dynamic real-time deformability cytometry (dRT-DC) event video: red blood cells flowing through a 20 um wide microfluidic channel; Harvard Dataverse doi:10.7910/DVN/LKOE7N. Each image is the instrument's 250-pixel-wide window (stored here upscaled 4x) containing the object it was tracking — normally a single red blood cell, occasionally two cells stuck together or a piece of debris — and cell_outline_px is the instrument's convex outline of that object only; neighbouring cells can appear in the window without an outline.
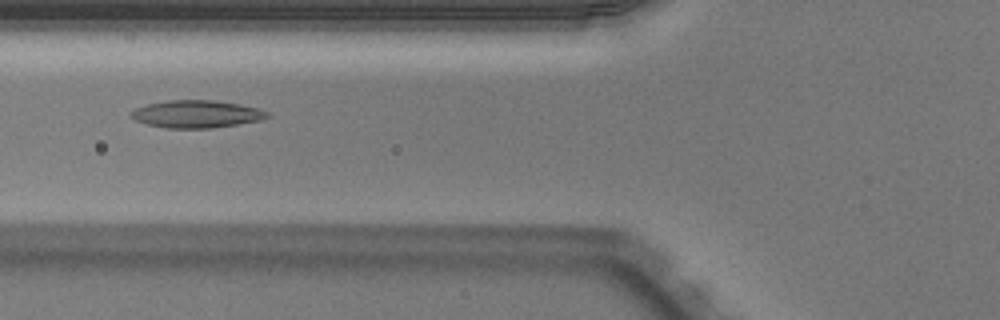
{"species": "Egyptian fruit bat (a non-hibernating species)", "species_latin": "Rousettus aegyptiacus", "temperature_condition": "warm", "stored_images_in_passage": 41, "camera_frame_rate_fps": 3000, "um_per_image_px": 0.085, "animal": {"sex": "male"}, "frame": {"image": 1, "passage_image": 12, "time_ms": 3.667, "image_size_px": [1000, 320], "cell_outline_px": [[272, 116], [264, 120], [212, 128], [168, 128], [148, 124], [136, 120], [128, 116], [128, 112], [136, 108], [148, 104], [168, 100], [212, 100], [240, 104], [260, 108], [268, 112]], "centroid_in_image_um": [16.75, 9.69], "position_along_channel_um": 109.1, "area_um2": 22.02}}
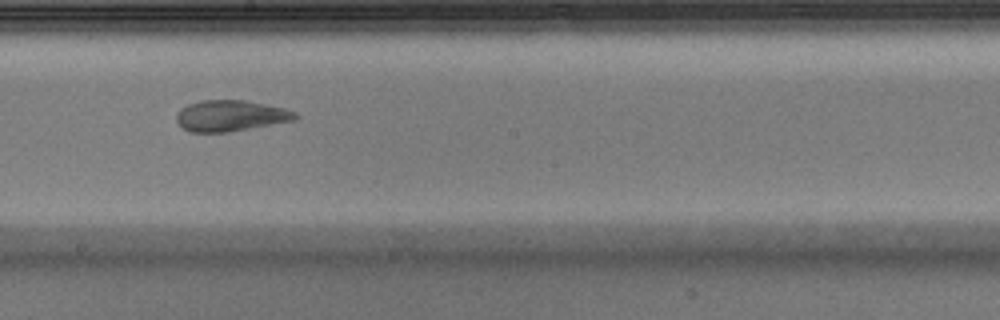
{"frame": {"image": 2, "passage_image": 21, "time_ms": 6.667, "image_size_px": [1000, 320], "cell_outline_px": [[300, 116], [296, 120], [228, 132], [192, 132], [184, 128], [176, 120], [176, 112], [180, 108], [188, 104], [200, 100], [248, 100], [268, 104], [284, 108], [296, 112]], "centroid_in_image_um": [19.62, 9.82], "position_along_channel_um": 228.6, "area_um2": 21.68}}
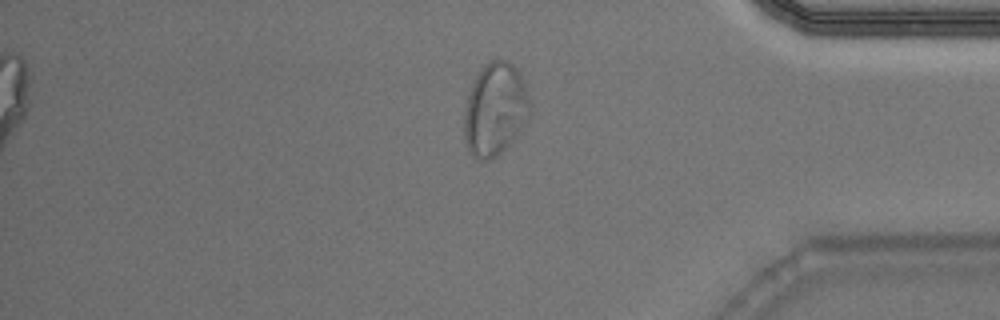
{"frame": {"image": 3, "passage_image": 35, "time_ms": 11.333, "image_size_px": [1000, 320], "cell_outline_px": [[532, 112], [528, 120], [508, 144], [496, 156], [488, 160], [480, 160], [472, 156], [468, 152], [464, 136], [464, 112], [468, 96], [472, 84], [476, 76], [484, 64], [488, 60], [508, 60], [516, 68], [524, 84], [532, 104]], "centroid_in_image_um": [42.09, 9.29], "position_along_channel_um": 393.1, "area_um2": 35.6}}